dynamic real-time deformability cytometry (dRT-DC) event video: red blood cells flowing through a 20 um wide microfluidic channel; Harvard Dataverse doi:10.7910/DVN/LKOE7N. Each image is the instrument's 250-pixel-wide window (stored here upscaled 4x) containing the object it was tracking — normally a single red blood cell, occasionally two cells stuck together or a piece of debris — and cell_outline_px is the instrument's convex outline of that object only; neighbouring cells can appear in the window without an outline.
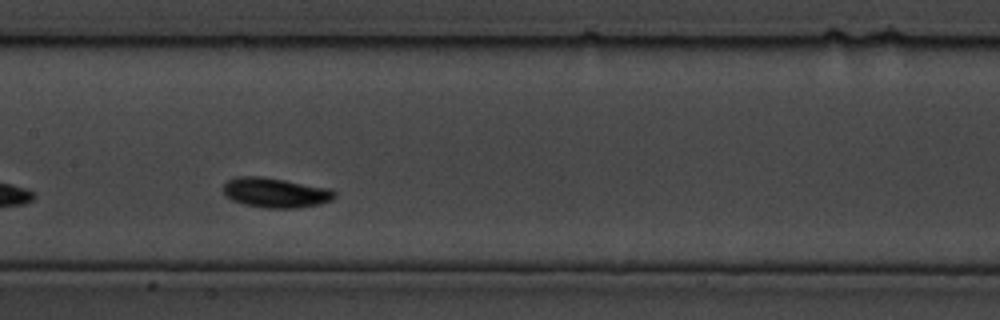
{"species": "common noctule bat (a hibernating species)", "species_latin": "Nyctalus noctula", "temperature_condition": "cold", "stored_images_in_passage": 17, "camera_frame_rate_fps": 3000, "um_per_image_px": 0.085, "animal": {"sex": "male", "body_mass_g": 19.5, "forearm_length_mm": 54.6}, "frame": {"image": 1, "passage_image": 8, "time_ms": 2.333, "image_size_px": [1000, 320], "cell_outline_px": [[336, 196], [332, 200], [320, 204], [296, 208], [264, 208], [244, 204], [232, 200], [224, 192], [224, 184], [228, 180], [236, 176], [264, 176], [328, 188], [336, 192]], "centroid_in_image_um": [23.43, 16.37], "position_along_channel_um": 184.0, "area_um2": 19.36}}
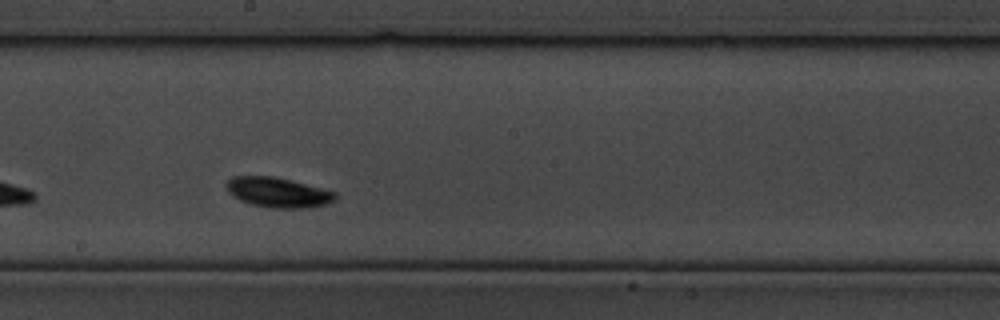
{"frame": {"image": 2, "passage_image": 10, "time_ms": 3.0, "image_size_px": [1000, 320], "cell_outline_px": [[336, 200], [328, 204], [308, 208], [268, 208], [252, 204], [240, 200], [232, 196], [228, 192], [228, 180], [232, 176], [272, 176], [336, 192]], "centroid_in_image_um": [23.64, 16.37], "position_along_channel_um": 224.6, "area_um2": 18.84}}
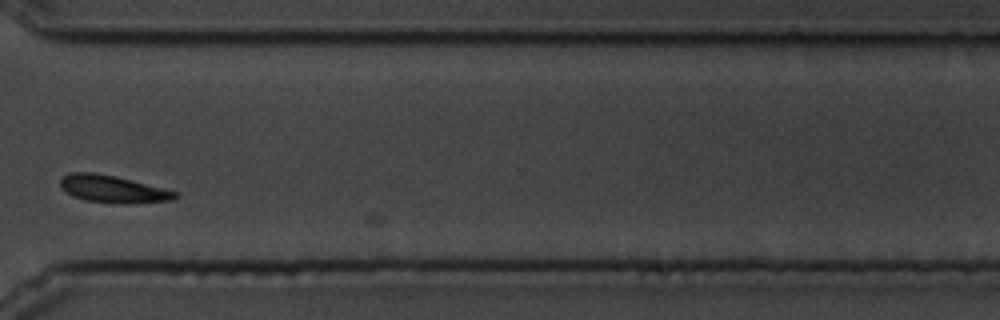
{"frame": {"image": 3, "passage_image": 15, "time_ms": 4.667, "image_size_px": [1000, 320], "cell_outline_px": [[176, 196], [172, 200], [84, 200], [72, 196], [64, 192], [60, 188], [60, 180], [68, 172], [96, 172], [116, 176], [176, 192]], "centroid_in_image_um": [9.39, 15.98], "position_along_channel_um": 361.2, "area_um2": 16.88}}